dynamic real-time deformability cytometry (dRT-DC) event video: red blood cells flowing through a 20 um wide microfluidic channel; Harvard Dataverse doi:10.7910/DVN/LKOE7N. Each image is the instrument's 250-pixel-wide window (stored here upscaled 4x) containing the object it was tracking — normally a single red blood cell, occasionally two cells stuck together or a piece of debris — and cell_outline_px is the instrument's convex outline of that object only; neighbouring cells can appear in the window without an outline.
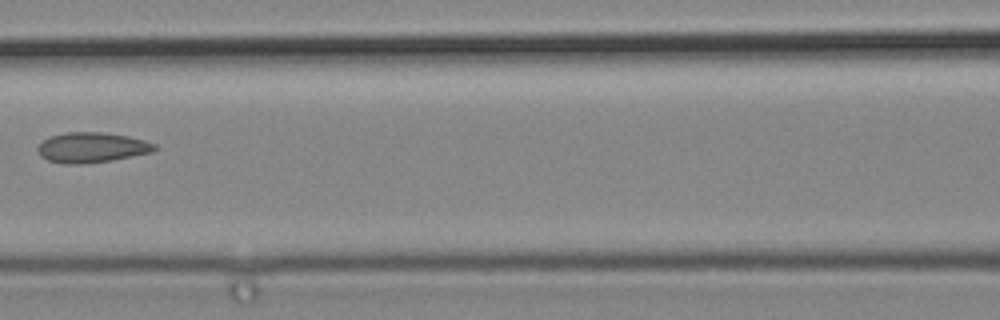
{"species": "common noctule bat (a hibernating species)", "species_latin": "Nyctalus noctula", "temperature_condition": "cold", "stored_images_in_passage": 10, "camera_frame_rate_fps": 3000, "um_per_image_px": 0.085, "animal": {"sex": "male", "body_mass_g": 19.2, "forearm_length_mm": 51.8}, "frame": {"image": 1, "passage_image": 9, "time_ms": 2.667, "image_size_px": [1000, 320], "cell_outline_px": [[156, 148], [152, 152], [112, 160], [84, 164], [64, 164], [48, 160], [40, 156], [36, 148], [48, 136], [64, 132], [100, 132], [128, 136], [144, 140], [156, 144]], "centroid_in_image_um": [7.77, 12.53], "position_along_channel_um": 158.8, "area_um2": 20.63}}
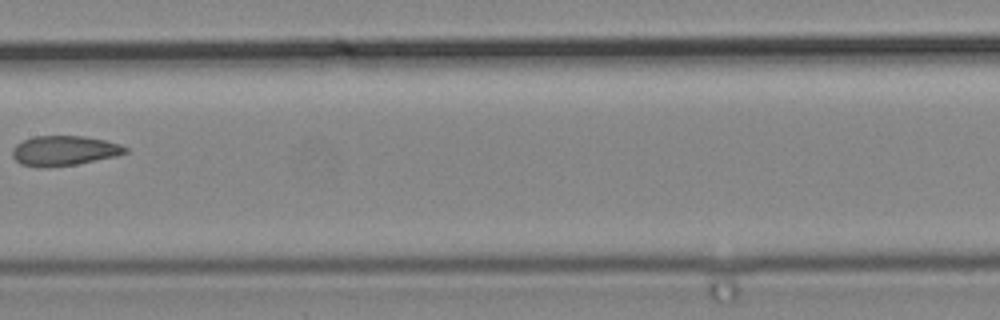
{"frame": {"image": 2, "passage_image": 10, "time_ms": 3.0, "image_size_px": [1000, 320], "cell_outline_px": [[128, 152], [116, 156], [76, 164], [44, 168], [20, 164], [12, 156], [12, 148], [16, 144], [32, 136], [84, 136], [104, 140], [120, 144], [128, 148]], "centroid_in_image_um": [5.43, 12.81], "position_along_channel_um": 202.0, "area_um2": 19.71}}